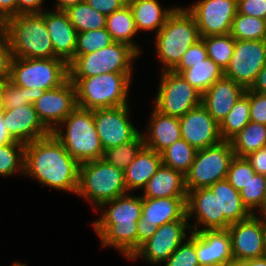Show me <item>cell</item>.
<instances>
[{"label": "cell", "mask_w": 266, "mask_h": 266, "mask_svg": "<svg viewBox=\"0 0 266 266\" xmlns=\"http://www.w3.org/2000/svg\"><path fill=\"white\" fill-rule=\"evenodd\" d=\"M13 53L7 36L3 31L0 34V80H8L11 74Z\"/></svg>", "instance_id": "7dc6e473"}, {"label": "cell", "mask_w": 266, "mask_h": 266, "mask_svg": "<svg viewBox=\"0 0 266 266\" xmlns=\"http://www.w3.org/2000/svg\"><path fill=\"white\" fill-rule=\"evenodd\" d=\"M52 134L79 164L102 158L93 110L77 106Z\"/></svg>", "instance_id": "8992f818"}, {"label": "cell", "mask_w": 266, "mask_h": 266, "mask_svg": "<svg viewBox=\"0 0 266 266\" xmlns=\"http://www.w3.org/2000/svg\"><path fill=\"white\" fill-rule=\"evenodd\" d=\"M10 266H28L26 263H22L21 261H13Z\"/></svg>", "instance_id": "94428289"}, {"label": "cell", "mask_w": 266, "mask_h": 266, "mask_svg": "<svg viewBox=\"0 0 266 266\" xmlns=\"http://www.w3.org/2000/svg\"><path fill=\"white\" fill-rule=\"evenodd\" d=\"M191 233L187 214L180 220L158 227L153 236L143 243L129 259L145 260L151 266H161Z\"/></svg>", "instance_id": "7c38bea8"}, {"label": "cell", "mask_w": 266, "mask_h": 266, "mask_svg": "<svg viewBox=\"0 0 266 266\" xmlns=\"http://www.w3.org/2000/svg\"><path fill=\"white\" fill-rule=\"evenodd\" d=\"M139 57L131 46L113 42L95 52L74 55L68 64L69 78H86L104 73H135V61Z\"/></svg>", "instance_id": "9c48e42d"}, {"label": "cell", "mask_w": 266, "mask_h": 266, "mask_svg": "<svg viewBox=\"0 0 266 266\" xmlns=\"http://www.w3.org/2000/svg\"><path fill=\"white\" fill-rule=\"evenodd\" d=\"M179 121L181 137L196 150L222 141L219 124L202 104L185 113Z\"/></svg>", "instance_id": "ffe728a7"}, {"label": "cell", "mask_w": 266, "mask_h": 266, "mask_svg": "<svg viewBox=\"0 0 266 266\" xmlns=\"http://www.w3.org/2000/svg\"><path fill=\"white\" fill-rule=\"evenodd\" d=\"M33 105L43 126L52 133L78 106L74 83L68 78L61 86L44 91Z\"/></svg>", "instance_id": "e0dca14e"}, {"label": "cell", "mask_w": 266, "mask_h": 266, "mask_svg": "<svg viewBox=\"0 0 266 266\" xmlns=\"http://www.w3.org/2000/svg\"><path fill=\"white\" fill-rule=\"evenodd\" d=\"M230 142L234 155L245 157L266 146V125L250 121Z\"/></svg>", "instance_id": "1f68e13d"}, {"label": "cell", "mask_w": 266, "mask_h": 266, "mask_svg": "<svg viewBox=\"0 0 266 266\" xmlns=\"http://www.w3.org/2000/svg\"><path fill=\"white\" fill-rule=\"evenodd\" d=\"M235 157L230 141L197 150L194 162L185 175L186 190L208 188L227 177L231 160Z\"/></svg>", "instance_id": "8fae6325"}, {"label": "cell", "mask_w": 266, "mask_h": 266, "mask_svg": "<svg viewBox=\"0 0 266 266\" xmlns=\"http://www.w3.org/2000/svg\"><path fill=\"white\" fill-rule=\"evenodd\" d=\"M124 171L103 159L81 163L76 196L90 203L93 212L103 203L127 194Z\"/></svg>", "instance_id": "52a82bcc"}, {"label": "cell", "mask_w": 266, "mask_h": 266, "mask_svg": "<svg viewBox=\"0 0 266 266\" xmlns=\"http://www.w3.org/2000/svg\"><path fill=\"white\" fill-rule=\"evenodd\" d=\"M84 2V0H55V3L51 6L52 9L57 11H65L70 6Z\"/></svg>", "instance_id": "9f6ffc18"}, {"label": "cell", "mask_w": 266, "mask_h": 266, "mask_svg": "<svg viewBox=\"0 0 266 266\" xmlns=\"http://www.w3.org/2000/svg\"><path fill=\"white\" fill-rule=\"evenodd\" d=\"M44 21L54 48V58L63 59L69 64L74 59L77 45V31L64 11L47 8Z\"/></svg>", "instance_id": "603a6c76"}, {"label": "cell", "mask_w": 266, "mask_h": 266, "mask_svg": "<svg viewBox=\"0 0 266 266\" xmlns=\"http://www.w3.org/2000/svg\"><path fill=\"white\" fill-rule=\"evenodd\" d=\"M134 73H104L86 78H69L75 85L77 105L101 109L130 104Z\"/></svg>", "instance_id": "277c9868"}, {"label": "cell", "mask_w": 266, "mask_h": 266, "mask_svg": "<svg viewBox=\"0 0 266 266\" xmlns=\"http://www.w3.org/2000/svg\"><path fill=\"white\" fill-rule=\"evenodd\" d=\"M197 150L183 138H180L161 153L162 164L181 172L184 176L189 172Z\"/></svg>", "instance_id": "e575fe53"}, {"label": "cell", "mask_w": 266, "mask_h": 266, "mask_svg": "<svg viewBox=\"0 0 266 266\" xmlns=\"http://www.w3.org/2000/svg\"><path fill=\"white\" fill-rule=\"evenodd\" d=\"M45 0H17L18 14H40L47 10L44 6Z\"/></svg>", "instance_id": "f907efd6"}, {"label": "cell", "mask_w": 266, "mask_h": 266, "mask_svg": "<svg viewBox=\"0 0 266 266\" xmlns=\"http://www.w3.org/2000/svg\"><path fill=\"white\" fill-rule=\"evenodd\" d=\"M229 34L236 40H265L266 20L237 12Z\"/></svg>", "instance_id": "74e56055"}, {"label": "cell", "mask_w": 266, "mask_h": 266, "mask_svg": "<svg viewBox=\"0 0 266 266\" xmlns=\"http://www.w3.org/2000/svg\"><path fill=\"white\" fill-rule=\"evenodd\" d=\"M265 65L266 39H235V49L224 76L249 89Z\"/></svg>", "instance_id": "9a60e30c"}, {"label": "cell", "mask_w": 266, "mask_h": 266, "mask_svg": "<svg viewBox=\"0 0 266 266\" xmlns=\"http://www.w3.org/2000/svg\"><path fill=\"white\" fill-rule=\"evenodd\" d=\"M106 28L80 32L77 34V45L74 55H85L95 52L113 43Z\"/></svg>", "instance_id": "60d3db41"}, {"label": "cell", "mask_w": 266, "mask_h": 266, "mask_svg": "<svg viewBox=\"0 0 266 266\" xmlns=\"http://www.w3.org/2000/svg\"><path fill=\"white\" fill-rule=\"evenodd\" d=\"M153 107L160 113L182 117L202 104V93L173 70L160 71Z\"/></svg>", "instance_id": "30bf717a"}, {"label": "cell", "mask_w": 266, "mask_h": 266, "mask_svg": "<svg viewBox=\"0 0 266 266\" xmlns=\"http://www.w3.org/2000/svg\"><path fill=\"white\" fill-rule=\"evenodd\" d=\"M132 10L136 30L157 34L165 25L167 17L181 5L162 6L159 0H132L129 4Z\"/></svg>", "instance_id": "484cf974"}, {"label": "cell", "mask_w": 266, "mask_h": 266, "mask_svg": "<svg viewBox=\"0 0 266 266\" xmlns=\"http://www.w3.org/2000/svg\"><path fill=\"white\" fill-rule=\"evenodd\" d=\"M2 115L8 133L15 141L27 144L50 134L39 120L33 104L5 109Z\"/></svg>", "instance_id": "7402d4cb"}, {"label": "cell", "mask_w": 266, "mask_h": 266, "mask_svg": "<svg viewBox=\"0 0 266 266\" xmlns=\"http://www.w3.org/2000/svg\"><path fill=\"white\" fill-rule=\"evenodd\" d=\"M129 105L93 110L94 123L103 150L132 141L140 133V128L130 118Z\"/></svg>", "instance_id": "4fadbf2b"}, {"label": "cell", "mask_w": 266, "mask_h": 266, "mask_svg": "<svg viewBox=\"0 0 266 266\" xmlns=\"http://www.w3.org/2000/svg\"><path fill=\"white\" fill-rule=\"evenodd\" d=\"M79 166L52 133L25 144L24 176L44 187L76 195Z\"/></svg>", "instance_id": "6da1fadb"}, {"label": "cell", "mask_w": 266, "mask_h": 266, "mask_svg": "<svg viewBox=\"0 0 266 266\" xmlns=\"http://www.w3.org/2000/svg\"><path fill=\"white\" fill-rule=\"evenodd\" d=\"M265 180V214H266V174L264 175Z\"/></svg>", "instance_id": "be15d7a7"}, {"label": "cell", "mask_w": 266, "mask_h": 266, "mask_svg": "<svg viewBox=\"0 0 266 266\" xmlns=\"http://www.w3.org/2000/svg\"><path fill=\"white\" fill-rule=\"evenodd\" d=\"M124 1L126 4H129L132 0H122Z\"/></svg>", "instance_id": "e7e4bbea"}, {"label": "cell", "mask_w": 266, "mask_h": 266, "mask_svg": "<svg viewBox=\"0 0 266 266\" xmlns=\"http://www.w3.org/2000/svg\"><path fill=\"white\" fill-rule=\"evenodd\" d=\"M13 58H53L54 48L40 14H18L4 21Z\"/></svg>", "instance_id": "5b68a950"}, {"label": "cell", "mask_w": 266, "mask_h": 266, "mask_svg": "<svg viewBox=\"0 0 266 266\" xmlns=\"http://www.w3.org/2000/svg\"><path fill=\"white\" fill-rule=\"evenodd\" d=\"M144 147L145 142L140 132L132 141L104 150L101 159L124 171Z\"/></svg>", "instance_id": "d590c367"}, {"label": "cell", "mask_w": 266, "mask_h": 266, "mask_svg": "<svg viewBox=\"0 0 266 266\" xmlns=\"http://www.w3.org/2000/svg\"><path fill=\"white\" fill-rule=\"evenodd\" d=\"M196 253L200 266L235 264L231 237L227 229L196 232Z\"/></svg>", "instance_id": "44dd1931"}, {"label": "cell", "mask_w": 266, "mask_h": 266, "mask_svg": "<svg viewBox=\"0 0 266 266\" xmlns=\"http://www.w3.org/2000/svg\"><path fill=\"white\" fill-rule=\"evenodd\" d=\"M5 109H16L18 106L32 104L30 89L19 87L11 80H3Z\"/></svg>", "instance_id": "ee69618b"}, {"label": "cell", "mask_w": 266, "mask_h": 266, "mask_svg": "<svg viewBox=\"0 0 266 266\" xmlns=\"http://www.w3.org/2000/svg\"><path fill=\"white\" fill-rule=\"evenodd\" d=\"M236 264L238 266H266V257L248 259Z\"/></svg>", "instance_id": "6f0895ef"}, {"label": "cell", "mask_w": 266, "mask_h": 266, "mask_svg": "<svg viewBox=\"0 0 266 266\" xmlns=\"http://www.w3.org/2000/svg\"><path fill=\"white\" fill-rule=\"evenodd\" d=\"M249 122V97L244 93L219 124V132L222 141H231Z\"/></svg>", "instance_id": "d6a6232c"}, {"label": "cell", "mask_w": 266, "mask_h": 266, "mask_svg": "<svg viewBox=\"0 0 266 266\" xmlns=\"http://www.w3.org/2000/svg\"><path fill=\"white\" fill-rule=\"evenodd\" d=\"M185 8L194 16L200 38L225 35L237 14V0H198Z\"/></svg>", "instance_id": "2e32d148"}, {"label": "cell", "mask_w": 266, "mask_h": 266, "mask_svg": "<svg viewBox=\"0 0 266 266\" xmlns=\"http://www.w3.org/2000/svg\"><path fill=\"white\" fill-rule=\"evenodd\" d=\"M162 165V155L144 147L137 157L124 170L125 184L128 193L141 192L147 182L155 175Z\"/></svg>", "instance_id": "83f0119b"}, {"label": "cell", "mask_w": 266, "mask_h": 266, "mask_svg": "<svg viewBox=\"0 0 266 266\" xmlns=\"http://www.w3.org/2000/svg\"><path fill=\"white\" fill-rule=\"evenodd\" d=\"M240 196L244 206L252 215L265 214L264 175L256 173L246 187L240 191Z\"/></svg>", "instance_id": "ab89813d"}, {"label": "cell", "mask_w": 266, "mask_h": 266, "mask_svg": "<svg viewBox=\"0 0 266 266\" xmlns=\"http://www.w3.org/2000/svg\"><path fill=\"white\" fill-rule=\"evenodd\" d=\"M245 94L249 97L250 121L266 125V93L246 89Z\"/></svg>", "instance_id": "bcb514c9"}, {"label": "cell", "mask_w": 266, "mask_h": 266, "mask_svg": "<svg viewBox=\"0 0 266 266\" xmlns=\"http://www.w3.org/2000/svg\"><path fill=\"white\" fill-rule=\"evenodd\" d=\"M245 159L251 164L256 173L266 174V146L249 153Z\"/></svg>", "instance_id": "816d5d0a"}, {"label": "cell", "mask_w": 266, "mask_h": 266, "mask_svg": "<svg viewBox=\"0 0 266 266\" xmlns=\"http://www.w3.org/2000/svg\"><path fill=\"white\" fill-rule=\"evenodd\" d=\"M237 12L266 20V0H237Z\"/></svg>", "instance_id": "c3c4849f"}, {"label": "cell", "mask_w": 266, "mask_h": 266, "mask_svg": "<svg viewBox=\"0 0 266 266\" xmlns=\"http://www.w3.org/2000/svg\"><path fill=\"white\" fill-rule=\"evenodd\" d=\"M88 5L98 12L108 16L127 5L122 0H84Z\"/></svg>", "instance_id": "681fc988"}, {"label": "cell", "mask_w": 266, "mask_h": 266, "mask_svg": "<svg viewBox=\"0 0 266 266\" xmlns=\"http://www.w3.org/2000/svg\"><path fill=\"white\" fill-rule=\"evenodd\" d=\"M25 144L13 141L0 145V177H24Z\"/></svg>", "instance_id": "8d00e7d4"}, {"label": "cell", "mask_w": 266, "mask_h": 266, "mask_svg": "<svg viewBox=\"0 0 266 266\" xmlns=\"http://www.w3.org/2000/svg\"><path fill=\"white\" fill-rule=\"evenodd\" d=\"M253 92L266 93V65L258 73L254 83L249 88Z\"/></svg>", "instance_id": "db71d44e"}, {"label": "cell", "mask_w": 266, "mask_h": 266, "mask_svg": "<svg viewBox=\"0 0 266 266\" xmlns=\"http://www.w3.org/2000/svg\"><path fill=\"white\" fill-rule=\"evenodd\" d=\"M105 28L110 33L114 42L131 46L142 56L144 49H142L143 46H140L136 41L137 39H135L139 37V33L136 30L133 13L128 4L107 16Z\"/></svg>", "instance_id": "f546056e"}, {"label": "cell", "mask_w": 266, "mask_h": 266, "mask_svg": "<svg viewBox=\"0 0 266 266\" xmlns=\"http://www.w3.org/2000/svg\"><path fill=\"white\" fill-rule=\"evenodd\" d=\"M77 33L105 28L107 16L98 12L85 1L64 11Z\"/></svg>", "instance_id": "836d02e7"}, {"label": "cell", "mask_w": 266, "mask_h": 266, "mask_svg": "<svg viewBox=\"0 0 266 266\" xmlns=\"http://www.w3.org/2000/svg\"><path fill=\"white\" fill-rule=\"evenodd\" d=\"M163 266H200L196 253V232L191 231ZM161 265V266H162Z\"/></svg>", "instance_id": "b9f144b4"}, {"label": "cell", "mask_w": 266, "mask_h": 266, "mask_svg": "<svg viewBox=\"0 0 266 266\" xmlns=\"http://www.w3.org/2000/svg\"><path fill=\"white\" fill-rule=\"evenodd\" d=\"M256 171L245 157H234L229 165L226 179L237 190L241 191L253 179Z\"/></svg>", "instance_id": "7bdbcfd3"}, {"label": "cell", "mask_w": 266, "mask_h": 266, "mask_svg": "<svg viewBox=\"0 0 266 266\" xmlns=\"http://www.w3.org/2000/svg\"><path fill=\"white\" fill-rule=\"evenodd\" d=\"M127 193L103 203L91 221L102 248H112L129 260L137 251V225L142 213V196ZM99 211V212H98Z\"/></svg>", "instance_id": "7a4b0ae2"}, {"label": "cell", "mask_w": 266, "mask_h": 266, "mask_svg": "<svg viewBox=\"0 0 266 266\" xmlns=\"http://www.w3.org/2000/svg\"><path fill=\"white\" fill-rule=\"evenodd\" d=\"M206 58H208L207 49L204 41L200 39L183 54L181 61L173 71L180 74L183 70L189 69V64H197Z\"/></svg>", "instance_id": "f6af8a7d"}, {"label": "cell", "mask_w": 266, "mask_h": 266, "mask_svg": "<svg viewBox=\"0 0 266 266\" xmlns=\"http://www.w3.org/2000/svg\"><path fill=\"white\" fill-rule=\"evenodd\" d=\"M180 74L203 94L224 76V71L208 57L197 64H189V69L183 70Z\"/></svg>", "instance_id": "4dcf8cb0"}, {"label": "cell", "mask_w": 266, "mask_h": 266, "mask_svg": "<svg viewBox=\"0 0 266 266\" xmlns=\"http://www.w3.org/2000/svg\"><path fill=\"white\" fill-rule=\"evenodd\" d=\"M263 247L264 257H266V214H263Z\"/></svg>", "instance_id": "91938a15"}, {"label": "cell", "mask_w": 266, "mask_h": 266, "mask_svg": "<svg viewBox=\"0 0 266 266\" xmlns=\"http://www.w3.org/2000/svg\"><path fill=\"white\" fill-rule=\"evenodd\" d=\"M15 141L8 133L3 115H0V145L9 144Z\"/></svg>", "instance_id": "11a10c76"}, {"label": "cell", "mask_w": 266, "mask_h": 266, "mask_svg": "<svg viewBox=\"0 0 266 266\" xmlns=\"http://www.w3.org/2000/svg\"><path fill=\"white\" fill-rule=\"evenodd\" d=\"M245 91L243 86L223 76L202 94V105L220 124Z\"/></svg>", "instance_id": "d4e9b609"}, {"label": "cell", "mask_w": 266, "mask_h": 266, "mask_svg": "<svg viewBox=\"0 0 266 266\" xmlns=\"http://www.w3.org/2000/svg\"><path fill=\"white\" fill-rule=\"evenodd\" d=\"M201 39L206 46L208 57L225 71L235 49V38L225 34L210 35Z\"/></svg>", "instance_id": "f35d334b"}, {"label": "cell", "mask_w": 266, "mask_h": 266, "mask_svg": "<svg viewBox=\"0 0 266 266\" xmlns=\"http://www.w3.org/2000/svg\"><path fill=\"white\" fill-rule=\"evenodd\" d=\"M185 176L175 169L161 165L141 191L144 198H187Z\"/></svg>", "instance_id": "4316f807"}, {"label": "cell", "mask_w": 266, "mask_h": 266, "mask_svg": "<svg viewBox=\"0 0 266 266\" xmlns=\"http://www.w3.org/2000/svg\"><path fill=\"white\" fill-rule=\"evenodd\" d=\"M235 263L264 257L263 214L231 224L227 228Z\"/></svg>", "instance_id": "ac0fdd59"}, {"label": "cell", "mask_w": 266, "mask_h": 266, "mask_svg": "<svg viewBox=\"0 0 266 266\" xmlns=\"http://www.w3.org/2000/svg\"><path fill=\"white\" fill-rule=\"evenodd\" d=\"M5 111L4 95H3V80H0V115Z\"/></svg>", "instance_id": "680465c9"}, {"label": "cell", "mask_w": 266, "mask_h": 266, "mask_svg": "<svg viewBox=\"0 0 266 266\" xmlns=\"http://www.w3.org/2000/svg\"><path fill=\"white\" fill-rule=\"evenodd\" d=\"M150 119L145 130L140 131L145 142V147L162 153L181 137L180 121L178 117L160 113L151 108ZM145 132V133H144Z\"/></svg>", "instance_id": "cb8c5ba5"}, {"label": "cell", "mask_w": 266, "mask_h": 266, "mask_svg": "<svg viewBox=\"0 0 266 266\" xmlns=\"http://www.w3.org/2000/svg\"><path fill=\"white\" fill-rule=\"evenodd\" d=\"M68 78V64L63 59L13 58L9 80L30 89L34 104L44 91L61 86Z\"/></svg>", "instance_id": "ba28073f"}, {"label": "cell", "mask_w": 266, "mask_h": 266, "mask_svg": "<svg viewBox=\"0 0 266 266\" xmlns=\"http://www.w3.org/2000/svg\"><path fill=\"white\" fill-rule=\"evenodd\" d=\"M187 198H144L137 225V250L163 224L182 219L187 214Z\"/></svg>", "instance_id": "5bb4252c"}, {"label": "cell", "mask_w": 266, "mask_h": 266, "mask_svg": "<svg viewBox=\"0 0 266 266\" xmlns=\"http://www.w3.org/2000/svg\"><path fill=\"white\" fill-rule=\"evenodd\" d=\"M200 39L194 16L183 5L175 8L153 39L160 71L173 70L183 54Z\"/></svg>", "instance_id": "3957f363"}, {"label": "cell", "mask_w": 266, "mask_h": 266, "mask_svg": "<svg viewBox=\"0 0 266 266\" xmlns=\"http://www.w3.org/2000/svg\"><path fill=\"white\" fill-rule=\"evenodd\" d=\"M17 15V0H0V19L4 22Z\"/></svg>", "instance_id": "f5cc1de1"}, {"label": "cell", "mask_w": 266, "mask_h": 266, "mask_svg": "<svg viewBox=\"0 0 266 266\" xmlns=\"http://www.w3.org/2000/svg\"><path fill=\"white\" fill-rule=\"evenodd\" d=\"M209 188L218 197L219 215H224V229L233 223L246 220L252 215L244 206L240 192L226 178L217 181Z\"/></svg>", "instance_id": "f1b7e54d"}, {"label": "cell", "mask_w": 266, "mask_h": 266, "mask_svg": "<svg viewBox=\"0 0 266 266\" xmlns=\"http://www.w3.org/2000/svg\"><path fill=\"white\" fill-rule=\"evenodd\" d=\"M186 207L191 231L224 229V215H219L218 197L209 187L188 191Z\"/></svg>", "instance_id": "d6986e66"}, {"label": "cell", "mask_w": 266, "mask_h": 266, "mask_svg": "<svg viewBox=\"0 0 266 266\" xmlns=\"http://www.w3.org/2000/svg\"><path fill=\"white\" fill-rule=\"evenodd\" d=\"M4 30V22L0 19V34L3 32Z\"/></svg>", "instance_id": "6125c7cd"}]
</instances>
